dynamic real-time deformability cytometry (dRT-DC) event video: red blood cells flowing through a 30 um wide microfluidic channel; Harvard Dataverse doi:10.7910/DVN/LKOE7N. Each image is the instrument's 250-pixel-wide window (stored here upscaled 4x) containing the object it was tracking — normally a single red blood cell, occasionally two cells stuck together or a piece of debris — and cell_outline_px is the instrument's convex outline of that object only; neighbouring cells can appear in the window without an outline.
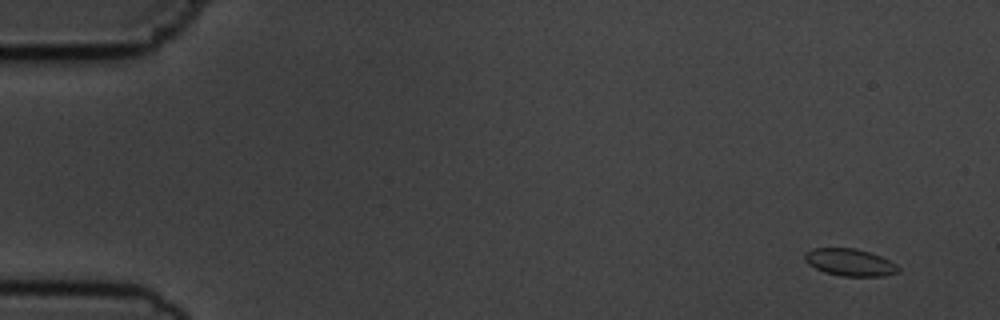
{"species": "common noctule bat (a hibernating species)", "species_latin": "Nyctalus noctula", "temperature_condition": "cold", "stored_images_in_passage": 5, "camera_frame_rate_fps": 3000, "um_per_image_px": 0.085, "animal": {"sex": "male", "body_mass_g": 19.5, "forearm_length_mm": 54.6}, "frame": {"image": 1, "passage_image": 1, "time_ms": 0.0, "image_size_px": [1000, 320], "cell_outline_px": [[900, 272], [884, 276], [840, 276], [824, 272], [808, 264], [804, 260], [804, 252], [812, 248], [856, 248], [880, 256], [896, 264], [900, 268]], "centroid_in_image_um": [72.22, 22.3], "position_along_channel_um": 12.8, "area_um2": 14.91}}